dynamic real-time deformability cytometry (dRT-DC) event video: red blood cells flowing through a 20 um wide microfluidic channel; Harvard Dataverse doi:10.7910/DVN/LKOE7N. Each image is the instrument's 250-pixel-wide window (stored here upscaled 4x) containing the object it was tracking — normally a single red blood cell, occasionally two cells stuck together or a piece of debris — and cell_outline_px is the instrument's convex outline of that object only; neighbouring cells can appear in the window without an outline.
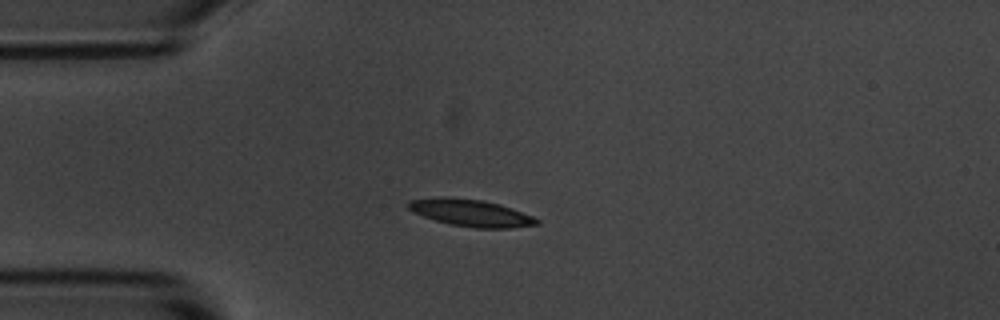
{"species": "common noctule bat (a hibernating species)", "species_latin": "Nyctalus noctula", "temperature_condition": "room temperature", "stored_images_in_passage": 7, "camera_frame_rate_fps": 3000, "um_per_image_px": 0.085, "animal": {"sex": "male", "body_mass_g": 20.1, "forearm_length_mm": 53.5}, "frame": {"image": 1, "passage_image": 1, "time_ms": 0.0, "image_size_px": [1000, 320], "cell_outline_px": [[540, 224], [512, 228], [476, 228], [448, 224], [412, 212], [408, 208], [408, 200], [440, 196], [480, 200], [500, 204], [532, 216], [540, 220]], "centroid_in_image_um": [40.01, 18.1], "position_along_channel_um": 45.0, "area_um2": 20.17}}
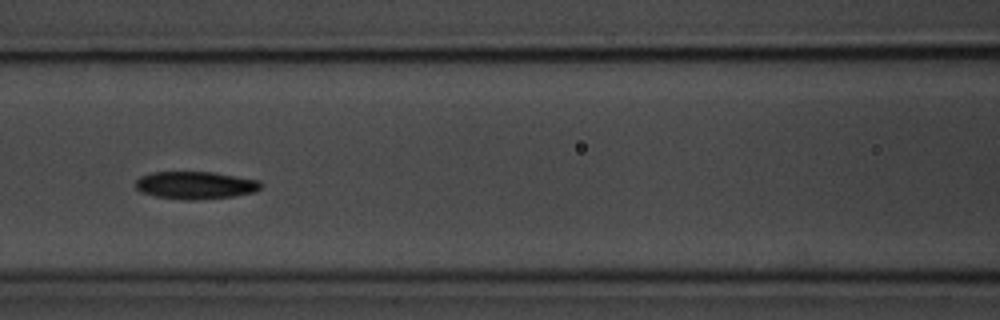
{"frame": {"image": 2, "passage_image": 4, "time_ms": 1.0, "image_size_px": [1000, 320], "cell_outline_px": [[260, 188], [256, 192], [232, 196], [196, 200], [184, 200], [156, 196], [140, 192], [136, 188], [136, 180], [140, 176], [152, 172], [212, 172], [260, 180]], "centroid_in_image_um": [16.59, 15.74], "position_along_channel_um": 150.0, "area_um2": 20.11}}
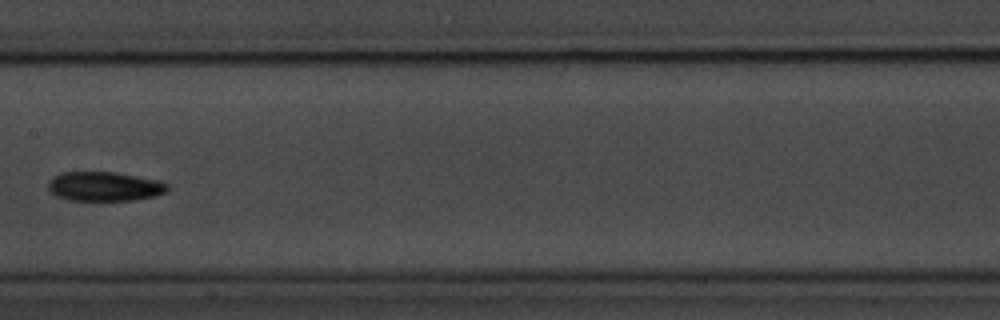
{"frame": {"image": 3, "passage_image": 5, "time_ms": 1.333, "image_size_px": [1000, 320], "cell_outline_px": [[168, 188], [164, 192], [156, 196], [136, 200], [68, 200], [56, 196], [48, 188], [48, 180], [52, 176], [60, 172], [116, 172], [160, 180], [168, 184]], "centroid_in_image_um": [8.87, 15.84], "position_along_channel_um": 198.5, "area_um2": 20.58}}